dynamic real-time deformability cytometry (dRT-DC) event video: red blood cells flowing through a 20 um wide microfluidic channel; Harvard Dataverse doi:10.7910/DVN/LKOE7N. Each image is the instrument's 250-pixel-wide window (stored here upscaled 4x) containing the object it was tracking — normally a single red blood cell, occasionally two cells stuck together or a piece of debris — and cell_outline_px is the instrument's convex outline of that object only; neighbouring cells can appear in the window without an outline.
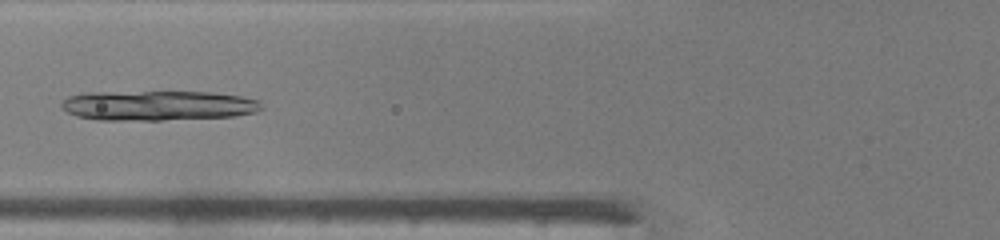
{"species": "common noctule bat (a hibernating species)", "species_latin": "Nyctalus noctula", "temperature_condition": "warm", "stored_images_in_passage": 37, "camera_frame_rate_fps": 3000, "um_per_image_px": 0.085, "animal": {"sex": "male", "body_mass_g": 19.0, "forearm_length_mm": 50.8}, "frame": {"image": 1, "passage_image": 9, "time_ms": 2.667, "image_size_px": [1000, 240], "cell_outline_px": [[264, 108], [256, 112], [236, 116], [160, 120], [96, 120], [76, 116], [60, 108], [60, 104], [68, 96], [84, 92], [212, 92], [240, 96], [260, 100]], "centroid_in_image_um": [13.42, 8.97], "position_along_channel_um": 112.4, "area_um2": 35.2}}
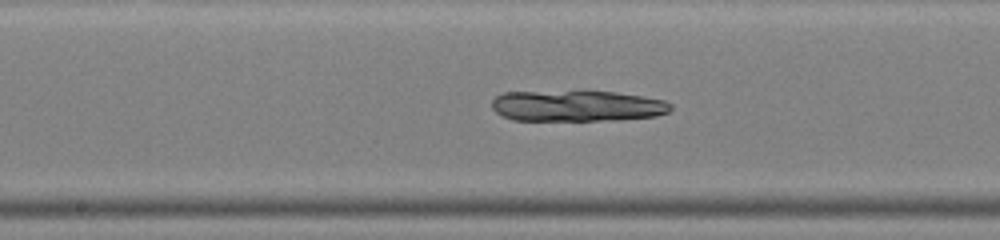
{"frame": {"image": 2, "passage_image": 15, "time_ms": 4.667, "image_size_px": [1000, 240], "cell_outline_px": [[672, 108], [668, 112], [656, 116], [612, 120], [512, 120], [496, 112], [492, 108], [492, 100], [496, 96], [504, 92], [616, 92], [664, 100], [672, 104]], "centroid_in_image_um": [49.05, 9.01], "position_along_channel_um": 199.2, "area_um2": 31.96}}
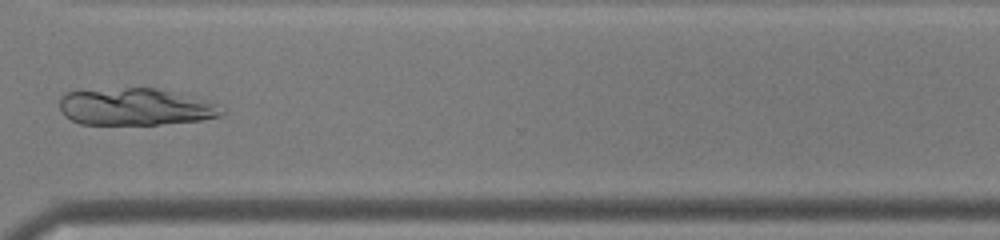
{"frame": {"image": 3, "passage_image": 26, "time_ms": 8.333, "image_size_px": [1000, 240], "cell_outline_px": [[224, 112], [220, 116], [200, 120], [160, 124], [80, 124], [64, 116], [60, 112], [60, 96], [64, 92], [128, 88], [156, 88], [208, 100], [216, 104]], "centroid_in_image_um": [11.48, 9.08], "position_along_channel_um": 359.1, "area_um2": 34.85}}